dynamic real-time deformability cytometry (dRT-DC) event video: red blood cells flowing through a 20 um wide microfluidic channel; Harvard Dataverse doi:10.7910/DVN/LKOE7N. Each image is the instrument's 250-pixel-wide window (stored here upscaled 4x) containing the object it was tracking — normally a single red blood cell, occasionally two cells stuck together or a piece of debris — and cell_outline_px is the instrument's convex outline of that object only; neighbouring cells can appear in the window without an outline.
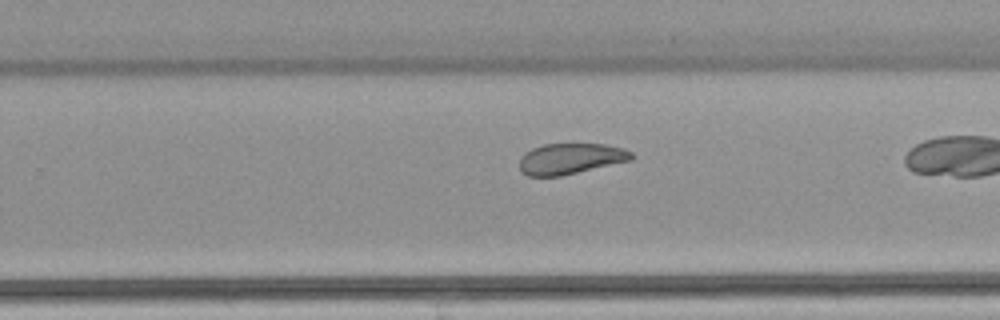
{"species": "common noctule bat (a hibernating species)", "species_latin": "Nyctalus noctula", "temperature_condition": "warm", "stored_images_in_passage": 27, "camera_frame_rate_fps": 3000, "um_per_image_px": 0.085, "animal": {"sex": "female", "body_mass_g": 22.7, "forearm_length_mm": 54.2}, "frame": {"image": 1, "passage_image": 20, "time_ms": 6.333, "image_size_px": [1000, 320], "cell_outline_px": [[636, 156], [632, 160], [560, 176], [528, 176], [520, 168], [520, 156], [524, 152], [532, 148], [544, 144], [604, 144], [624, 148], [632, 152]], "centroid_in_image_um": [48.52, 13.48], "position_along_channel_um": 281.3, "area_um2": 20.17}}
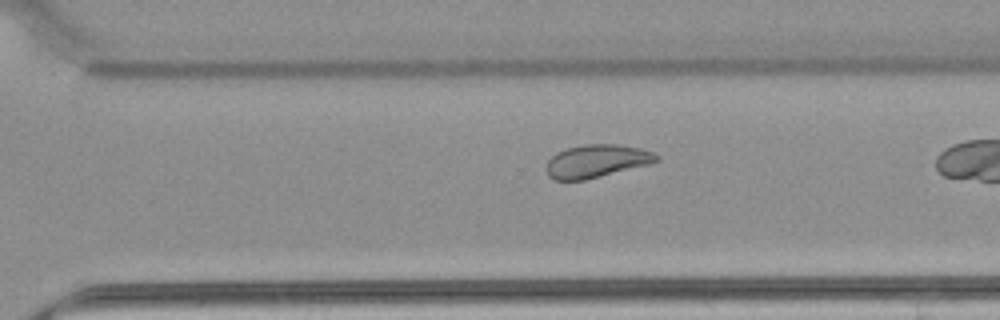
{"frame": {"image": 2, "passage_image": 23, "time_ms": 7.333, "image_size_px": [1000, 320], "cell_outline_px": [[660, 160], [652, 164], [584, 180], [552, 180], [548, 176], [544, 168], [548, 160], [556, 152], [568, 148], [584, 144], [616, 144], [640, 148], [652, 152], [660, 156]], "centroid_in_image_um": [50.7, 13.7], "position_along_channel_um": 319.9, "area_um2": 21.44}}